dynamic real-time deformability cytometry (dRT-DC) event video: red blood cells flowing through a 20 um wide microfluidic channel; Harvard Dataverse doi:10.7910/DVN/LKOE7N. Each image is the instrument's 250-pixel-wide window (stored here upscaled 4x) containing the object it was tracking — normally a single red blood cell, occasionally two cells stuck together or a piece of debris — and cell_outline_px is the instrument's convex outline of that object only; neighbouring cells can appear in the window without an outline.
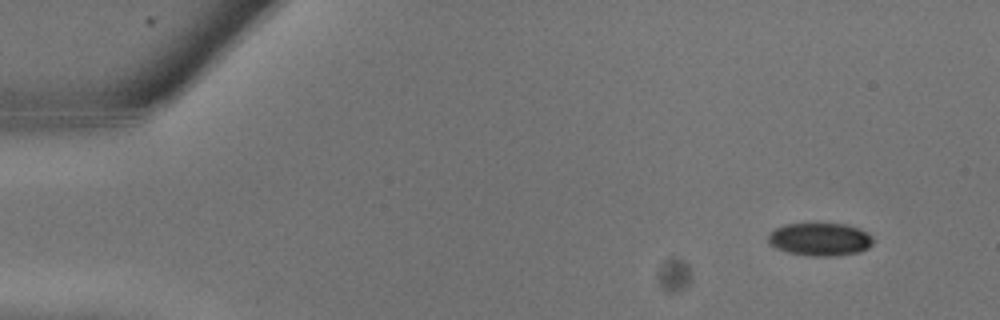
{"species": "common noctule bat (a hibernating species)", "species_latin": "Nyctalus noctula", "temperature_condition": "warm", "stored_images_in_passage": 25, "camera_frame_rate_fps": 3000, "um_per_image_px": 0.085, "animal": {"sex": "male", "body_mass_g": 13.3}, "frame": {"image": 1, "passage_image": 2, "time_ms": 0.333, "image_size_px": [1000, 320], "cell_outline_px": [[872, 244], [868, 248], [860, 252], [836, 256], [812, 256], [788, 252], [776, 248], [768, 240], [768, 236], [776, 228], [784, 224], [844, 224], [860, 228], [868, 232], [872, 236]], "centroid_in_image_um": [69.74, 20.34], "position_along_channel_um": 15.3, "area_um2": 20.06}}
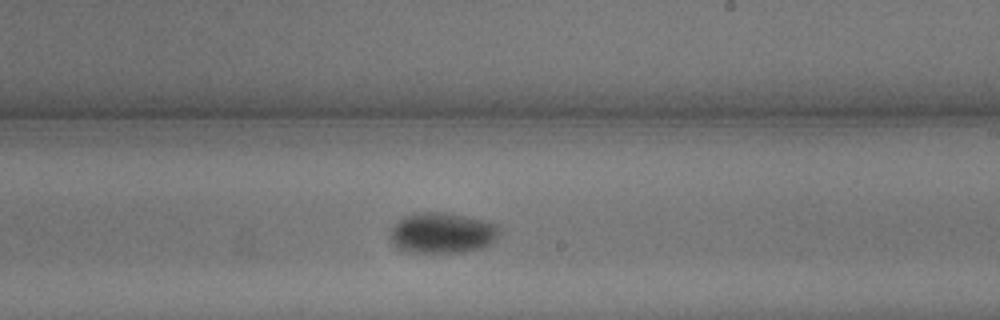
{"frame": {"image": 2, "passage_image": 15, "time_ms": 4.667, "image_size_px": [1000, 320], "cell_outline_px": [[504, 228], [496, 240], [492, 244], [484, 248], [464, 252], [412, 252], [400, 248], [388, 236], [392, 228], [404, 216], [420, 212], [444, 212], [464, 216], [500, 224]], "centroid_in_image_um": [37.7, 19.8], "position_along_channel_um": 251.3, "area_um2": 26.07}}
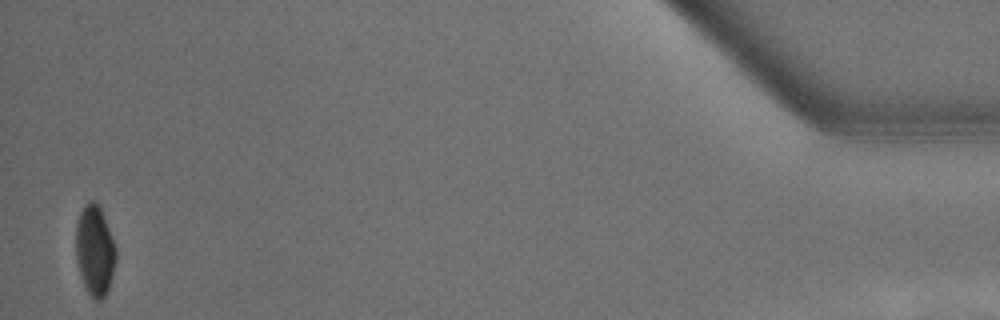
{"frame": {"image": 3, "passage_image": 25, "time_ms": 8.0, "image_size_px": [1000, 320], "cell_outline_px": [[116, 260], [112, 276], [108, 288], [104, 296], [100, 300], [96, 300], [88, 292], [84, 284], [80, 272], [76, 256], [76, 224], [80, 212], [84, 204], [88, 200], [96, 200], [100, 204], [116, 248]], "centroid_in_image_um": [8.06, 21.21], "position_along_channel_um": 427.1, "area_um2": 21.04}}